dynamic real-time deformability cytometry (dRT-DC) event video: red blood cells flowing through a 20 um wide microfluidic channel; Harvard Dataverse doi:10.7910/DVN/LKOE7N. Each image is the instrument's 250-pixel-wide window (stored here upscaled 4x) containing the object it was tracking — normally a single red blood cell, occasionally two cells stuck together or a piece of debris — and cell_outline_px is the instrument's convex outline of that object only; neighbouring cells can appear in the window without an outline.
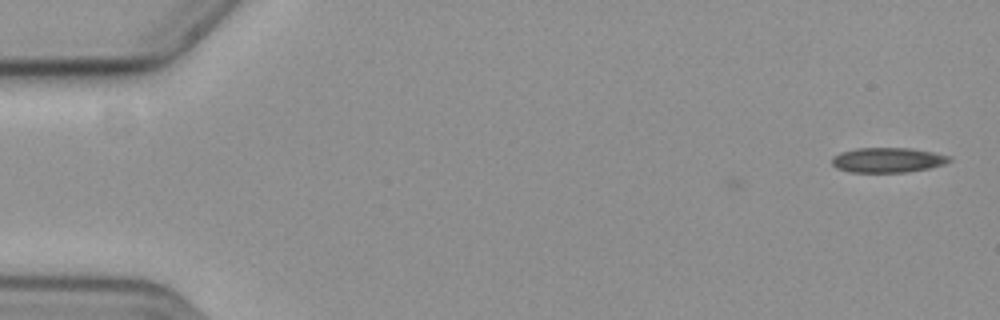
{"species": "common noctule bat (a hibernating species)", "species_latin": "Nyctalus noctula", "temperature_condition": "cold", "stored_images_in_passage": 50, "camera_frame_rate_fps": 3000, "um_per_image_px": 0.085, "animal": {"sex": "female", "body_mass_g": 19.3, "forearm_length_mm": 54.1}, "frame": {"image": 1, "passage_image": 1, "time_ms": 0.0, "image_size_px": [1000, 320], "cell_outline_px": [[952, 160], [944, 164], [928, 168], [908, 172], [848, 172], [836, 168], [832, 164], [832, 156], [840, 152], [856, 148], [912, 148], [952, 156]], "centroid_in_image_um": [75.44, 13.6], "position_along_channel_um": 9.6, "area_um2": 17.17}}
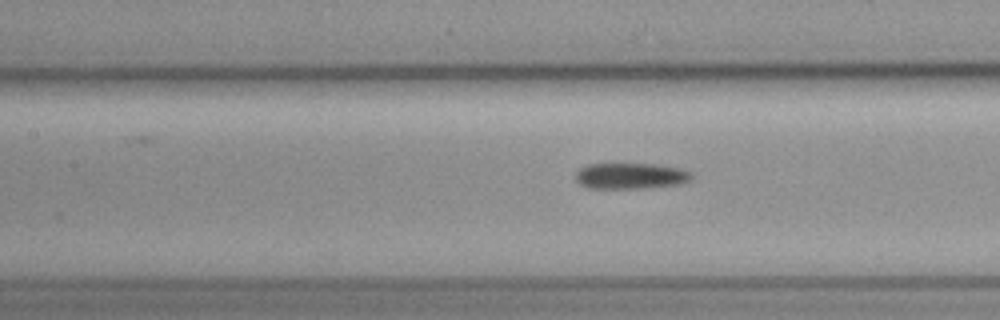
{"frame": {"image": 2, "passage_image": 25, "time_ms": 8.0, "image_size_px": [1000, 320], "cell_outline_px": [[692, 176], [688, 180], [680, 184], [644, 188], [588, 188], [580, 184], [576, 180], [576, 172], [580, 168], [588, 164], [656, 164], [676, 168], [692, 172]], "centroid_in_image_um": [53.57, 14.95], "position_along_channel_um": 153.8, "area_um2": 17.4}}
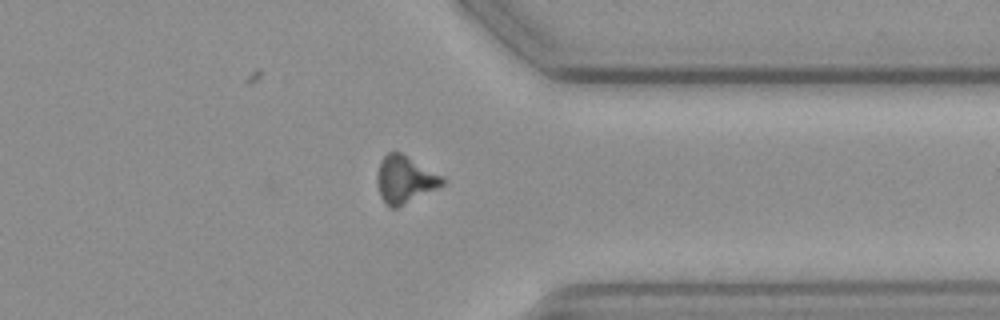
{"frame": {"image": 3, "passage_image": 44, "time_ms": 14.333, "image_size_px": [1000, 320], "cell_outline_px": [[444, 184], [396, 208], [388, 208], [380, 196], [376, 180], [376, 176], [380, 160], [388, 152], [400, 152], [444, 176]], "centroid_in_image_um": [34.38, 15.25], "position_along_channel_um": 377.0, "area_um2": 17.92}, "authors_computed_cell_mechanics": {"area_um2": 17.6001, "velocity_mm_per_s": 3.612, "shape_relaxation_time_tau1_ms": 6.0968, "shape_relaxation_time_tau2_ms": null, "deformation_change_tau1": 0.1388, "deformation_change_tau2": null}}